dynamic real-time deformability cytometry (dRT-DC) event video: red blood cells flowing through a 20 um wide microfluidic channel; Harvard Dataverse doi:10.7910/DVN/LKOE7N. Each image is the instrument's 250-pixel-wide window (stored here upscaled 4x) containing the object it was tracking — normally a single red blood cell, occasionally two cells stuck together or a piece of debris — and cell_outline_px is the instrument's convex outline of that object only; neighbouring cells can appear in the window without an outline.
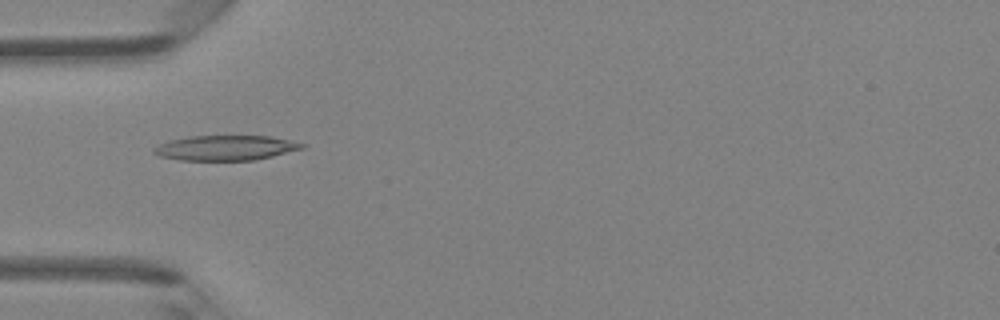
{"species": "Egyptian fruit bat (a non-hibernating species)", "species_latin": "Rousettus aegyptiacus", "temperature_condition": "room temperature", "stored_images_in_passage": 33, "camera_frame_rate_fps": 3000, "um_per_image_px": 0.085, "animal": {"sex": "female"}, "frame": {"image": 1, "passage_image": 1, "time_ms": 0.0, "image_size_px": [1000, 320], "cell_outline_px": [[308, 144], [304, 148], [256, 160], [180, 160], [160, 156], [152, 152], [152, 148], [168, 140], [192, 136], [272, 136]], "centroid_in_image_um": [19.19, 12.56], "position_along_channel_um": 65.8, "area_um2": 21.62}}
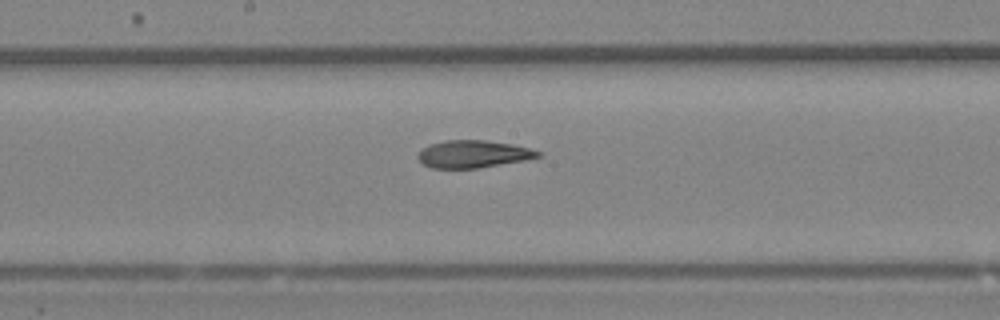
{"frame": {"image": 2, "passage_image": 11, "time_ms": 3.333, "image_size_px": [1000, 320], "cell_outline_px": [[544, 156], [524, 160], [476, 168], [432, 168], [424, 164], [416, 156], [428, 144], [448, 140], [484, 140], [512, 144], [544, 152]], "centroid_in_image_um": [40.26, 13.09], "position_along_channel_um": 207.9, "area_um2": 19.07}}
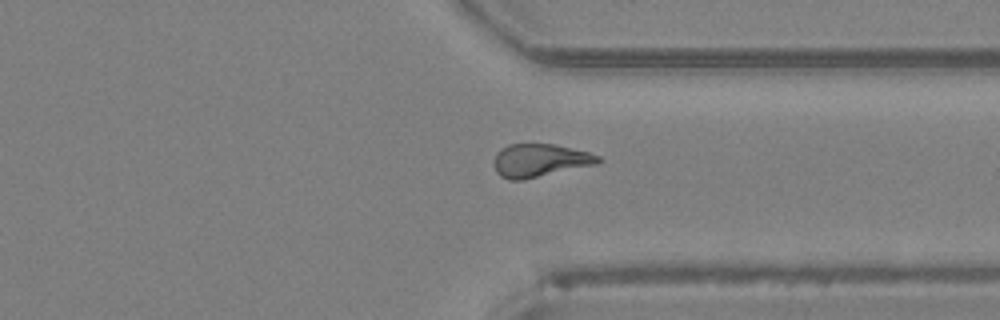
{"frame": {"image": 3, "passage_image": 22, "time_ms": 7.0, "image_size_px": [1000, 320], "cell_outline_px": [[604, 160], [596, 164], [524, 180], [508, 180], [500, 176], [496, 172], [492, 164], [496, 152], [500, 148], [508, 144], [552, 144], [588, 152], [600, 156]], "centroid_in_image_um": [45.84, 13.64], "position_along_channel_um": 365.6, "area_um2": 20.29}, "authors_computed_cell_mechanics": {"area_um2": 19.941, "velocity_mm_per_s": 4.2869, "shape_relaxation_time_tau1_ms": null, "shape_relaxation_time_tau2_ms": 4.6679, "deformation_change_tau1": null, "deformation_change_tau2": 0.1464}}